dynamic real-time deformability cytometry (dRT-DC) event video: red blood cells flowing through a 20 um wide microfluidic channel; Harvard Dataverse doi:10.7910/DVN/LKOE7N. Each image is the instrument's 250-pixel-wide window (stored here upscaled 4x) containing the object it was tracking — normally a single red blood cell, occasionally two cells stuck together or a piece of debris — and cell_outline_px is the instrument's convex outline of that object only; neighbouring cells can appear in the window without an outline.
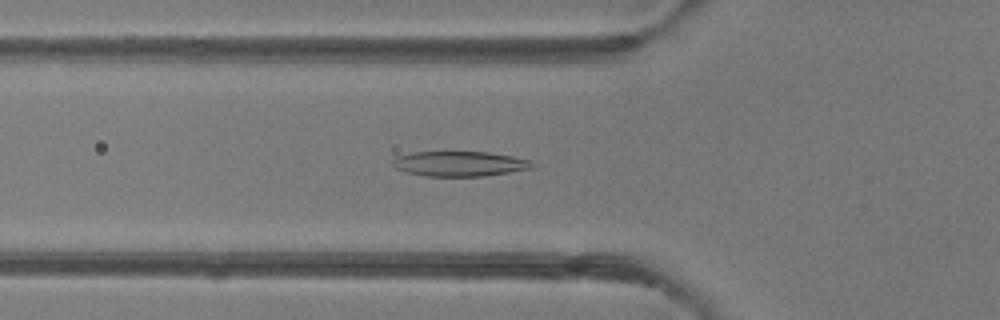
{"species": "common noctule bat (a hibernating species)", "species_latin": "Nyctalus noctula", "temperature_condition": "room temperature", "stored_images_in_passage": 41, "camera_frame_rate_fps": 3000, "um_per_image_px": 0.085, "animal": {"sex": "female"}, "frame": {"image": 1, "passage_image": 17, "time_ms": 5.333, "image_size_px": [1000, 320], "cell_outline_px": [[536, 164], [532, 168], [484, 176], [424, 176], [404, 172], [396, 168], [392, 164], [392, 160], [396, 156], [412, 152], [488, 152], [512, 156], [532, 160]], "centroid_in_image_um": [39.05, 13.92], "position_along_channel_um": 86.7, "area_um2": 20.46}}
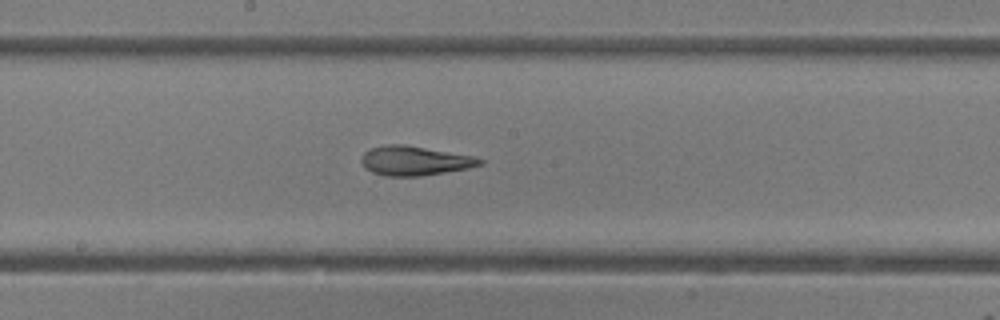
{"frame": {"image": 2, "passage_image": 26, "time_ms": 8.333, "image_size_px": [1000, 320], "cell_outline_px": [[484, 164], [468, 168], [420, 176], [384, 176], [372, 172], [364, 168], [360, 160], [364, 152], [368, 148], [388, 144], [404, 144], [476, 156], [484, 160]], "centroid_in_image_um": [35.23, 13.65], "position_along_channel_um": 213.0, "area_um2": 20.52}}
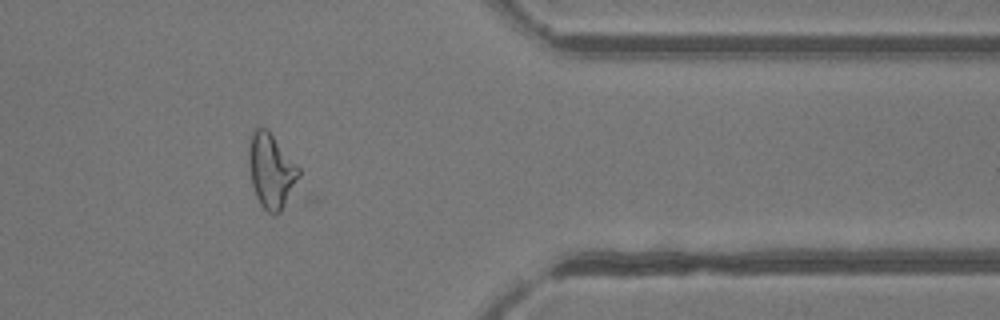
{"frame": {"image": 3, "passage_image": 40, "time_ms": 13.0, "image_size_px": [1000, 320], "cell_outline_px": [[300, 176], [280, 212], [276, 216], [272, 216], [260, 204], [256, 196], [252, 184], [248, 164], [248, 148], [252, 132], [256, 128], [268, 128], [300, 168]], "centroid_in_image_um": [23.04, 14.5], "position_along_channel_um": 388.4, "area_um2": 21.85}, "authors_computed_cell_mechanics": {"area_um2": 20.9236, "velocity_mm_per_s": 4.1648, "shape_relaxation_time_tau1_ms": 5.0603, "shape_relaxation_time_tau2_ms": 2.0416, "deformation_change_tau1": 0.1765, "deformation_change_tau2": 0.1045}}